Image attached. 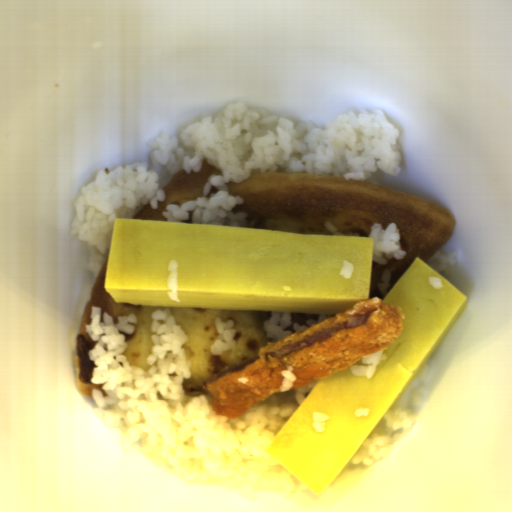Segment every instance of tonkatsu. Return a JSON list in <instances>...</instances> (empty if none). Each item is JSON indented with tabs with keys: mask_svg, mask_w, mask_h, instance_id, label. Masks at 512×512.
<instances>
[{
	"mask_svg": "<svg viewBox=\"0 0 512 512\" xmlns=\"http://www.w3.org/2000/svg\"><path fill=\"white\" fill-rule=\"evenodd\" d=\"M399 305L369 297L319 323L277 339L201 382L216 415L235 418L257 402L281 393L286 365L290 389L350 369L363 356L388 348L404 330Z\"/></svg>",
	"mask_w": 512,
	"mask_h": 512,
	"instance_id": "d4beea91",
	"label": "tonkatsu"
}]
</instances>
